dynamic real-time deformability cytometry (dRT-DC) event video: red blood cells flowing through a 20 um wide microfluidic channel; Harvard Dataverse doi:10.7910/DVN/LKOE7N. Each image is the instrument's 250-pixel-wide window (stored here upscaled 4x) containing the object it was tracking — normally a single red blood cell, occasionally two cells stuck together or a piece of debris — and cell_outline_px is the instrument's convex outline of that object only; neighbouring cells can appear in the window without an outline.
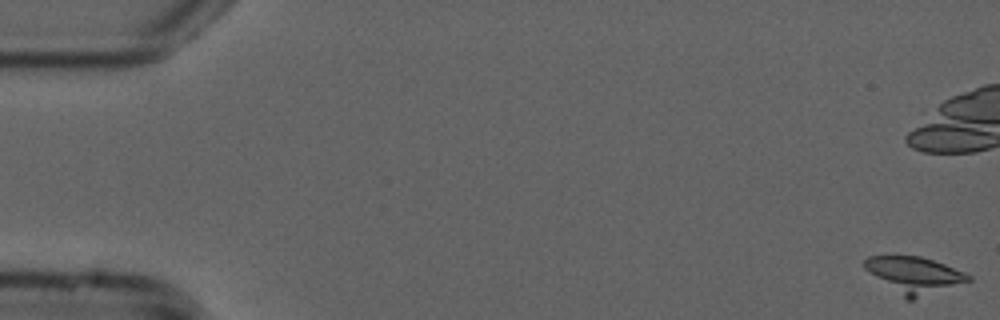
{"species": "common noctule bat (a hibernating species)", "species_latin": "Nyctalus noctula", "temperature_condition": "cold", "stored_images_in_passage": 48, "camera_frame_rate_fps": 3000, "um_per_image_px": 0.085, "animal": {"sex": "male", "forearm_length_mm": 52.5}, "frame": {"image": 1, "passage_image": 1, "time_ms": 0.0, "image_size_px": [1000, 320], "cell_outline_px": [[972, 280], [912, 300], [904, 300], [864, 268], [864, 260], [868, 256], [920, 256], [944, 264], [964, 272], [972, 276]], "centroid_in_image_um": [77.7, 23.38], "position_along_channel_um": 7.3, "area_um2": 21.85}}